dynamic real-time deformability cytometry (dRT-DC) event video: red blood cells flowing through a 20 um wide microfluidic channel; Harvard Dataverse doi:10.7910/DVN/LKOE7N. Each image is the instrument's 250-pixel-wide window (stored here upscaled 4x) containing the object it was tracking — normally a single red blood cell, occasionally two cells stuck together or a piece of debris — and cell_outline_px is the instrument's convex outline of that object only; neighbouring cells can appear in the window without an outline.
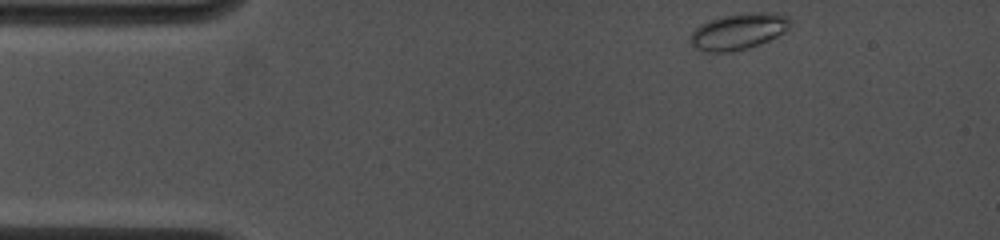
{"species": "common noctule bat (a hibernating species)", "species_latin": "Nyctalus noctula", "temperature_condition": "cold", "stored_images_in_passage": 4, "camera_frame_rate_fps": 4500, "um_per_image_px": 0.085, "animal": {"sex": "female", "body_mass_g": 19.0, "forearm_length_mm": 53.3}, "frame": {"image": 1, "passage_image": 1, "time_ms": 0.0, "image_size_px": [1000, 240], "cell_outline_px": [[792, 24], [784, 32], [760, 44], [748, 48], [732, 52], [704, 52], [696, 48], [692, 44], [692, 32], [700, 24], [708, 20], [740, 12], [776, 12], [788, 16], [792, 20]], "centroid_in_image_um": [62.82, 2.65], "position_along_channel_um": 22.2, "area_um2": 21.27}}
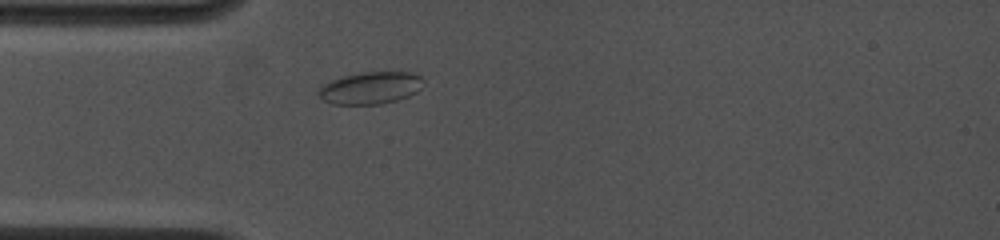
{"frame": {"image": 2, "passage_image": 4, "time_ms": 2.444, "image_size_px": [1000, 240], "cell_outline_px": [[424, 80], [420, 88], [416, 92], [408, 96], [396, 100], [380, 104], [332, 104], [324, 100], [316, 92], [324, 84], [332, 80], [344, 76], [360, 72], [412, 72], [420, 76]], "centroid_in_image_um": [31.5, 7.47], "position_along_channel_um": 53.5, "area_um2": 19.54}}